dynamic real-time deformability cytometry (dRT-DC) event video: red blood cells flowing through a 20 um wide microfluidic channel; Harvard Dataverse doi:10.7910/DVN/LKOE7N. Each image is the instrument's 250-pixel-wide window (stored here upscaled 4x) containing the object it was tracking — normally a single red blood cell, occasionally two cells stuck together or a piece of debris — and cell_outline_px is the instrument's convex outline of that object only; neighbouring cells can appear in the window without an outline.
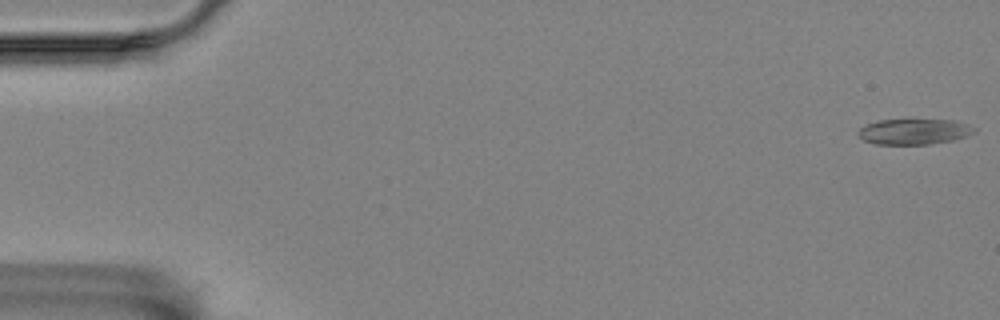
{"species": "Egyptian fruit bat (a non-hibernating species)", "species_latin": "Rousettus aegyptiacus", "temperature_condition": "room temperature", "stored_images_in_passage": 7, "camera_frame_rate_fps": 3000, "um_per_image_px": 0.085, "animal": {"sex": "female"}, "frame": {"image": 1, "passage_image": 1, "time_ms": 0.0, "image_size_px": [1000, 320], "cell_outline_px": [[976, 132], [968, 136], [952, 140], [928, 144], [876, 144], [864, 140], [856, 132], [864, 124], [876, 120], [952, 120], [968, 124], [976, 128]], "centroid_in_image_um": [77.69, 11.18], "position_along_channel_um": 7.3, "area_um2": 17.34}}
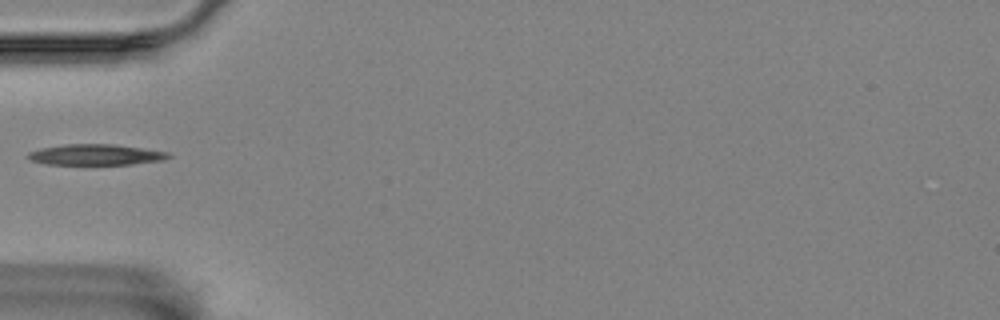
{"frame": {"image": 2, "passage_image": 6, "time_ms": 6.0, "image_size_px": [1000, 320], "cell_outline_px": [[172, 156], [164, 160], [132, 164], [48, 164], [32, 160], [28, 156], [28, 152], [40, 148], [64, 144], [112, 144], [168, 152]], "centroid_in_image_um": [8.15, 13.14], "position_along_channel_um": 76.8, "area_um2": 16.82}}
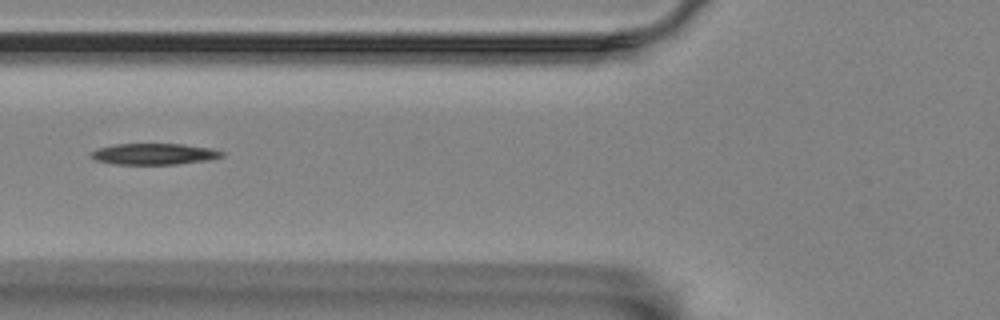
{"frame": {"image": 3, "passage_image": 7, "time_ms": 7.0, "image_size_px": [1000, 320], "cell_outline_px": [[224, 156], [208, 160], [176, 164], [116, 164], [96, 160], [88, 156], [92, 152], [100, 148], [116, 144], [184, 144], [212, 148], [224, 152]], "centroid_in_image_um": [13.14, 13.09], "position_along_channel_um": 112.7, "area_um2": 16.07}}